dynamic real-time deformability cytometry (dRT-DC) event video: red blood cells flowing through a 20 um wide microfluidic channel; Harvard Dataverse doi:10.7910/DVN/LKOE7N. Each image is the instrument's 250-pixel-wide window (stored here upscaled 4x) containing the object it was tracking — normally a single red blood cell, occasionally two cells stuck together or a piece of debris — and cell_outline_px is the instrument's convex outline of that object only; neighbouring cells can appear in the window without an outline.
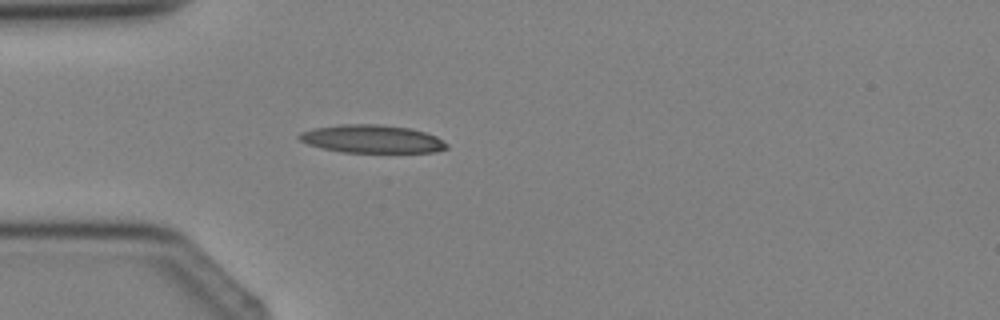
{"species": "Egyptian fruit bat (a non-hibernating species)", "species_latin": "Rousettus aegyptiacus", "temperature_condition": "cold", "stored_images_in_passage": 3, "camera_frame_rate_fps": 3000, "um_per_image_px": 0.085, "animal": {"sex": "female"}, "frame": {"image": 1, "passage_image": 3, "time_ms": 2.333, "image_size_px": [1000, 320], "cell_outline_px": [[448, 148], [432, 152], [340, 152], [308, 144], [300, 140], [296, 136], [300, 132], [312, 128], [340, 124], [380, 124], [412, 128], [436, 136], [448, 144]], "centroid_in_image_um": [31.59, 11.8], "position_along_channel_um": 53.4, "area_um2": 24.16}}